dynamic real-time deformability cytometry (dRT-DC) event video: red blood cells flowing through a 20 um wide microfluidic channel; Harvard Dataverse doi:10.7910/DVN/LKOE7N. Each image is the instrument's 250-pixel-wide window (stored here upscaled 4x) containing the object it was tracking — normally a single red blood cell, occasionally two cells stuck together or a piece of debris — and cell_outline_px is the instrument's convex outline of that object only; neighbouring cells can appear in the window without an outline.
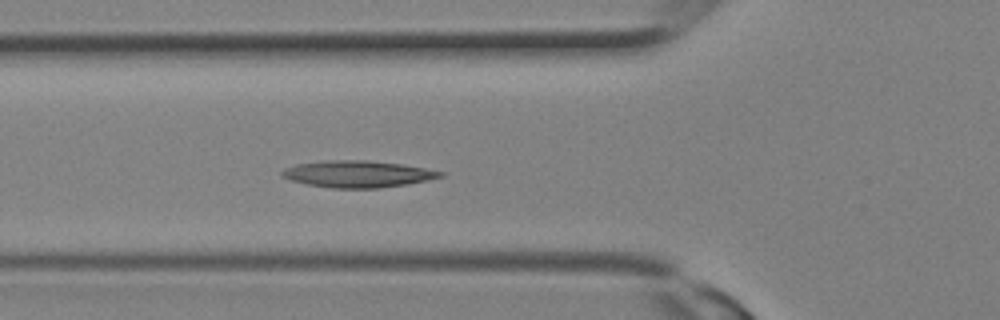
{"species": "Egyptian fruit bat (a non-hibernating species)", "species_latin": "Rousettus aegyptiacus", "temperature_condition": "room temperature", "stored_images_in_passage": 19, "camera_frame_rate_fps": 3000, "um_per_image_px": 0.085, "animal": {"sex": "female"}, "frame": {"image": 1, "passage_image": 10, "time_ms": 3.0, "image_size_px": [1000, 320], "cell_outline_px": [[444, 176], [428, 180], [408, 184], [380, 188], [332, 188], [308, 184], [292, 180], [280, 176], [280, 172], [284, 168], [296, 164], [324, 160], [368, 160], [400, 164], [424, 168], [444, 172]], "centroid_in_image_um": [30.38, 14.79], "position_along_channel_um": 95.4, "area_um2": 24.68}}
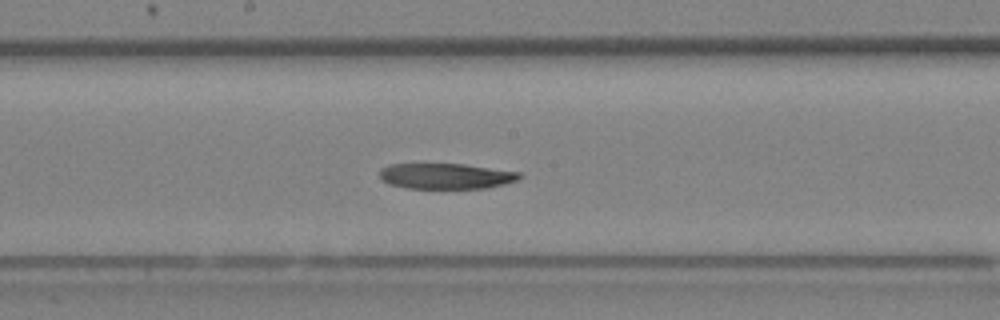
{"frame": {"image": 2, "passage_image": 15, "time_ms": 4.667, "image_size_px": [1000, 320], "cell_outline_px": [[524, 176], [516, 180], [504, 184], [488, 188], [408, 188], [388, 184], [380, 180], [380, 168], [388, 164], [464, 164], [520, 172]], "centroid_in_image_um": [37.88, 14.96], "position_along_channel_um": 210.3, "area_um2": 20.98}}
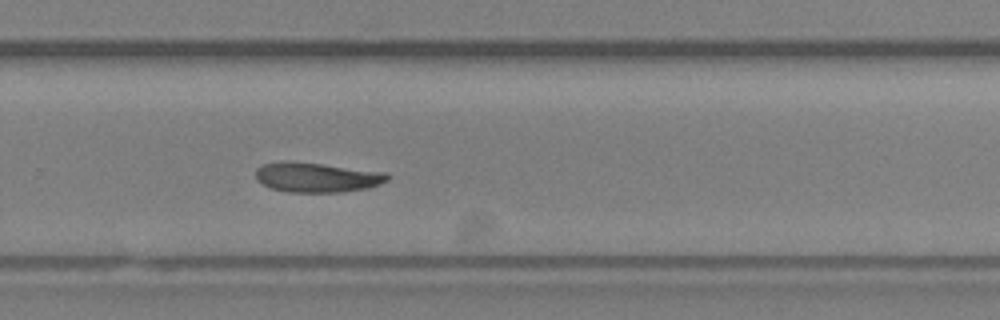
{"frame": {"image": 3, "passage_image": 19, "time_ms": 6.0, "image_size_px": [1000, 320], "cell_outline_px": [[392, 176], [388, 180], [380, 184], [368, 188], [340, 192], [288, 192], [272, 188], [256, 180], [256, 168], [260, 164], [280, 160], [284, 160], [324, 164], [388, 172]], "centroid_in_image_um": [26.94, 15.05], "position_along_channel_um": 302.9, "area_um2": 23.24}}